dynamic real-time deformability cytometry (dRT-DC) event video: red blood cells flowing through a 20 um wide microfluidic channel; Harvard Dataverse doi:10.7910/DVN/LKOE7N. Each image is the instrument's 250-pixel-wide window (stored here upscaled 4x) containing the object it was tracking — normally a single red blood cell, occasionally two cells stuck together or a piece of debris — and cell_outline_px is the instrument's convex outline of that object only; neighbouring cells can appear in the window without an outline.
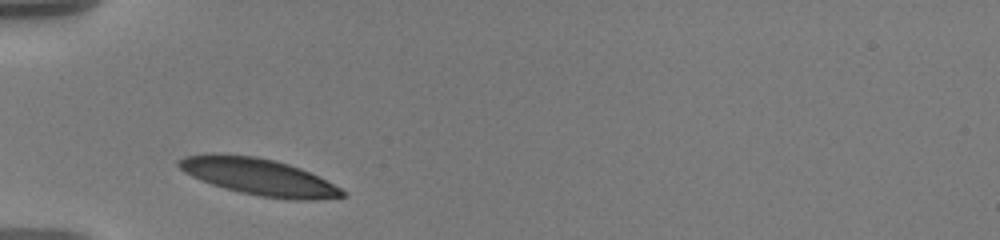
{"species": "human", "species_latin": "Homo sapiens", "temperature_condition": "warm", "stored_images_in_passage": 6, "camera_frame_rate_fps": 3000, "um_per_image_px": 0.085, "donor": {"sex": "male"}, "frame": {"image": 1, "passage_image": 1, "time_ms": 0.0, "image_size_px": [1000, 240], "cell_outline_px": [[348, 192], [344, 196], [320, 200], [296, 200], [260, 196], [240, 192], [224, 188], [212, 184], [192, 176], [184, 172], [176, 164], [176, 160], [184, 156], [208, 152], [216, 152], [256, 156], [276, 160], [300, 168]], "centroid_in_image_um": [21.93, 15.0], "position_along_channel_um": 63.1, "area_um2": 35.2}}
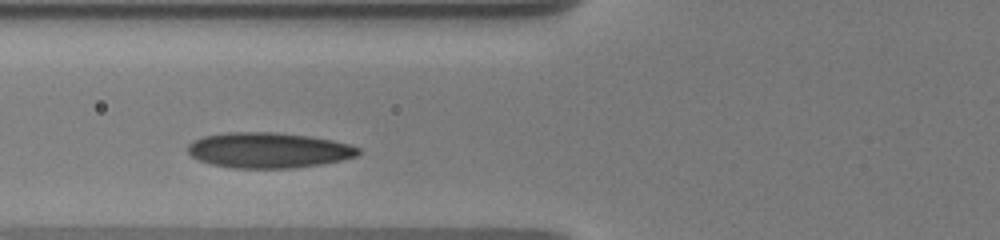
{"frame": {"image": 2, "passage_image": 4, "time_ms": 1.333, "image_size_px": [1000, 240], "cell_outline_px": [[360, 152], [356, 156], [340, 160], [320, 164], [292, 168], [232, 168], [212, 164], [200, 160], [192, 156], [188, 152], [188, 144], [204, 136], [224, 132], [276, 132], [308, 136], [332, 140], [348, 144], [360, 148]], "centroid_in_image_um": [22.81, 12.76], "position_along_channel_um": 103.0, "area_um2": 35.03}}
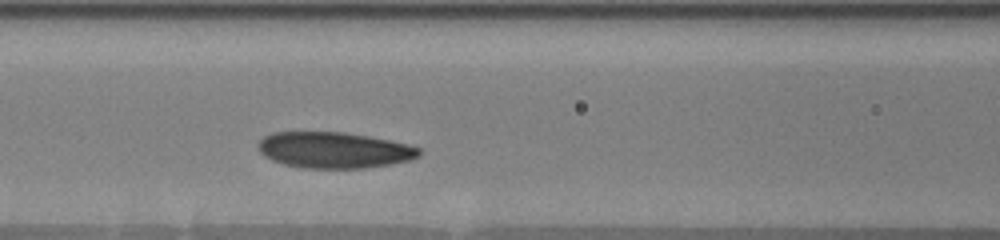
{"frame": {"image": 3, "passage_image": 6, "time_ms": 2.333, "image_size_px": [1000, 240], "cell_outline_px": [[420, 156], [408, 160], [388, 164], [364, 168], [304, 168], [284, 164], [272, 160], [264, 156], [260, 152], [260, 140], [264, 136], [272, 132], [344, 132], [368, 136], [408, 144], [420, 148]], "centroid_in_image_um": [28.39, 12.75], "position_along_channel_um": 138.2, "area_um2": 33.58}}